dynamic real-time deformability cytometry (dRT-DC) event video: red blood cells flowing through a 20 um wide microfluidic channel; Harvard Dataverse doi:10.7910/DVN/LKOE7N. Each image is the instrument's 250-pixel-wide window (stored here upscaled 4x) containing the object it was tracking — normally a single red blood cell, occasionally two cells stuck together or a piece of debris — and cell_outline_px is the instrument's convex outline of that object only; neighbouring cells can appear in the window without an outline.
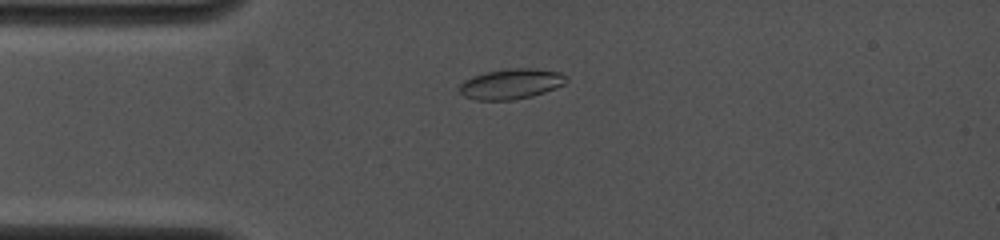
{"species": "common noctule bat (a hibernating species)", "species_latin": "Nyctalus noctula", "temperature_condition": "cold", "stored_images_in_passage": 16, "camera_frame_rate_fps": 4000, "um_per_image_px": 0.085, "animal": {"sex": "female", "body_mass_g": 19.0, "forearm_length_mm": 53.3}, "frame": {"image": 1, "passage_image": 5, "time_ms": 3.75, "image_size_px": [1000, 240], "cell_outline_px": [[568, 80], [564, 84], [556, 88], [532, 96], [512, 100], [476, 100], [464, 96], [460, 92], [460, 84], [464, 80], [472, 76], [488, 72], [508, 68], [528, 68], [560, 72], [568, 76]], "centroid_in_image_um": [43.46, 7.13], "position_along_channel_um": 41.5, "area_um2": 18.84}}
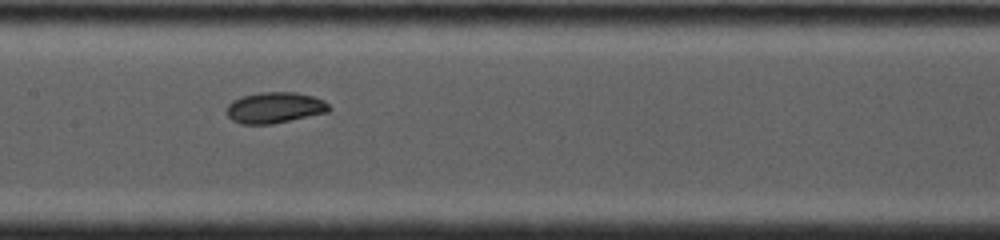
{"frame": {"image": 2, "passage_image": 9, "time_ms": 7.75, "image_size_px": [1000, 240], "cell_outline_px": [[332, 108], [328, 112], [272, 124], [240, 124], [232, 120], [228, 116], [228, 104], [232, 100], [240, 96], [260, 92], [296, 92], [312, 96], [324, 100]], "centroid_in_image_um": [23.35, 9.14], "position_along_channel_um": 184.0, "area_um2": 18.55}}
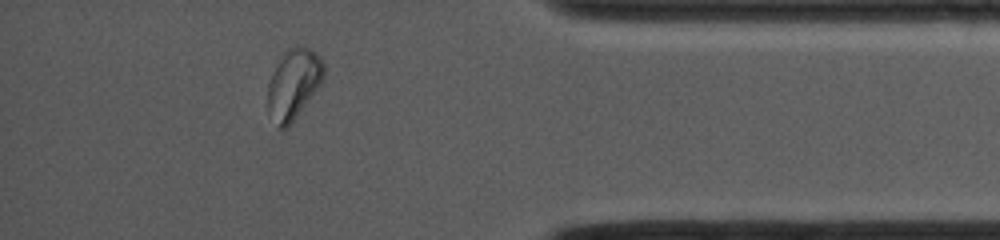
{"frame": {"image": 3, "passage_image": 15, "time_ms": 13.75, "image_size_px": [1000, 240], "cell_outline_px": [[324, 72], [320, 84], [288, 128], [280, 128], [268, 108], [268, 84], [272, 72], [284, 52], [288, 48], [296, 44], [300, 44], [312, 48], [324, 60]], "centroid_in_image_um": [24.98, 7.05], "position_along_channel_um": 410.2, "area_um2": 22.72}, "authors_computed_cell_mechanics": {"area_um2": 18.8139, "velocity_mm_per_s": 4.0386, "shape_relaxation_time_tau1_ms": 2.4329, "shape_relaxation_time_tau2_ms": 2.2873, "deformation_change_tau1": 0.0819, "deformation_change_tau2": 0.0346}}